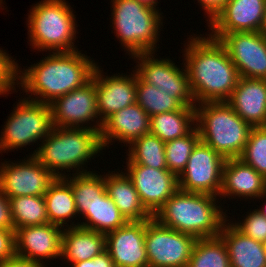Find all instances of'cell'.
I'll list each match as a JSON object with an SVG mask.
<instances>
[{
    "instance_id": "1",
    "label": "cell",
    "mask_w": 266,
    "mask_h": 267,
    "mask_svg": "<svg viewBox=\"0 0 266 267\" xmlns=\"http://www.w3.org/2000/svg\"><path fill=\"white\" fill-rule=\"evenodd\" d=\"M187 46L184 64L194 100L227 102L240 77L224 45L209 36L192 38Z\"/></svg>"
},
{
    "instance_id": "2",
    "label": "cell",
    "mask_w": 266,
    "mask_h": 267,
    "mask_svg": "<svg viewBox=\"0 0 266 267\" xmlns=\"http://www.w3.org/2000/svg\"><path fill=\"white\" fill-rule=\"evenodd\" d=\"M96 64L84 54L75 50L72 52H53L38 64L29 67L17 77L21 80V87L29 92L41 96L32 101L50 104L74 89L88 83L93 76Z\"/></svg>"
},
{
    "instance_id": "3",
    "label": "cell",
    "mask_w": 266,
    "mask_h": 267,
    "mask_svg": "<svg viewBox=\"0 0 266 267\" xmlns=\"http://www.w3.org/2000/svg\"><path fill=\"white\" fill-rule=\"evenodd\" d=\"M216 196L178 189L155 213L161 225L196 239L219 236L225 215L215 205Z\"/></svg>"
},
{
    "instance_id": "4",
    "label": "cell",
    "mask_w": 266,
    "mask_h": 267,
    "mask_svg": "<svg viewBox=\"0 0 266 267\" xmlns=\"http://www.w3.org/2000/svg\"><path fill=\"white\" fill-rule=\"evenodd\" d=\"M102 127H55L44 139L34 156L56 178H63L58 170L80 167L87 159L103 149L100 131ZM57 171V172H56Z\"/></svg>"
},
{
    "instance_id": "5",
    "label": "cell",
    "mask_w": 266,
    "mask_h": 267,
    "mask_svg": "<svg viewBox=\"0 0 266 267\" xmlns=\"http://www.w3.org/2000/svg\"><path fill=\"white\" fill-rule=\"evenodd\" d=\"M201 105H199L201 108H195V123L200 141L225 159L239 158L252 126L245 122L227 102H206Z\"/></svg>"
},
{
    "instance_id": "6",
    "label": "cell",
    "mask_w": 266,
    "mask_h": 267,
    "mask_svg": "<svg viewBox=\"0 0 266 267\" xmlns=\"http://www.w3.org/2000/svg\"><path fill=\"white\" fill-rule=\"evenodd\" d=\"M75 17L64 0H44L28 16L32 46L56 52L75 51Z\"/></svg>"
},
{
    "instance_id": "7",
    "label": "cell",
    "mask_w": 266,
    "mask_h": 267,
    "mask_svg": "<svg viewBox=\"0 0 266 267\" xmlns=\"http://www.w3.org/2000/svg\"><path fill=\"white\" fill-rule=\"evenodd\" d=\"M113 27L132 56L155 50L161 16L136 0H113Z\"/></svg>"
},
{
    "instance_id": "8",
    "label": "cell",
    "mask_w": 266,
    "mask_h": 267,
    "mask_svg": "<svg viewBox=\"0 0 266 267\" xmlns=\"http://www.w3.org/2000/svg\"><path fill=\"white\" fill-rule=\"evenodd\" d=\"M21 101L4 125L0 139L1 151L16 149L38 139H45L54 128L49 104L26 98Z\"/></svg>"
},
{
    "instance_id": "9",
    "label": "cell",
    "mask_w": 266,
    "mask_h": 267,
    "mask_svg": "<svg viewBox=\"0 0 266 267\" xmlns=\"http://www.w3.org/2000/svg\"><path fill=\"white\" fill-rule=\"evenodd\" d=\"M196 240L161 225L155 218L145 220L148 267H187Z\"/></svg>"
},
{
    "instance_id": "10",
    "label": "cell",
    "mask_w": 266,
    "mask_h": 267,
    "mask_svg": "<svg viewBox=\"0 0 266 267\" xmlns=\"http://www.w3.org/2000/svg\"><path fill=\"white\" fill-rule=\"evenodd\" d=\"M225 158L210 146L199 141L193 148L187 165L178 176L181 191L219 195Z\"/></svg>"
},
{
    "instance_id": "11",
    "label": "cell",
    "mask_w": 266,
    "mask_h": 267,
    "mask_svg": "<svg viewBox=\"0 0 266 267\" xmlns=\"http://www.w3.org/2000/svg\"><path fill=\"white\" fill-rule=\"evenodd\" d=\"M153 52L134 55L140 60L136 75L145 83L158 88L160 91L169 93L176 98L184 107H197L194 100L187 70L176 67L169 59H152Z\"/></svg>"
},
{
    "instance_id": "12",
    "label": "cell",
    "mask_w": 266,
    "mask_h": 267,
    "mask_svg": "<svg viewBox=\"0 0 266 267\" xmlns=\"http://www.w3.org/2000/svg\"><path fill=\"white\" fill-rule=\"evenodd\" d=\"M237 68L239 77L266 79V34L232 32L219 40Z\"/></svg>"
},
{
    "instance_id": "13",
    "label": "cell",
    "mask_w": 266,
    "mask_h": 267,
    "mask_svg": "<svg viewBox=\"0 0 266 267\" xmlns=\"http://www.w3.org/2000/svg\"><path fill=\"white\" fill-rule=\"evenodd\" d=\"M0 167V187L9 198L17 196H44L55 176L34 156L18 163Z\"/></svg>"
},
{
    "instance_id": "14",
    "label": "cell",
    "mask_w": 266,
    "mask_h": 267,
    "mask_svg": "<svg viewBox=\"0 0 266 267\" xmlns=\"http://www.w3.org/2000/svg\"><path fill=\"white\" fill-rule=\"evenodd\" d=\"M265 17L266 0H229L209 23L211 37L220 40L232 32H262Z\"/></svg>"
},
{
    "instance_id": "15",
    "label": "cell",
    "mask_w": 266,
    "mask_h": 267,
    "mask_svg": "<svg viewBox=\"0 0 266 267\" xmlns=\"http://www.w3.org/2000/svg\"><path fill=\"white\" fill-rule=\"evenodd\" d=\"M128 173L141 202L154 216L179 189L178 176L168 169H155L139 164H127Z\"/></svg>"
},
{
    "instance_id": "16",
    "label": "cell",
    "mask_w": 266,
    "mask_h": 267,
    "mask_svg": "<svg viewBox=\"0 0 266 267\" xmlns=\"http://www.w3.org/2000/svg\"><path fill=\"white\" fill-rule=\"evenodd\" d=\"M52 120L55 127L80 128V124L93 121L99 116L95 79L84 86L56 98L50 104Z\"/></svg>"
},
{
    "instance_id": "17",
    "label": "cell",
    "mask_w": 266,
    "mask_h": 267,
    "mask_svg": "<svg viewBox=\"0 0 266 267\" xmlns=\"http://www.w3.org/2000/svg\"><path fill=\"white\" fill-rule=\"evenodd\" d=\"M106 250L116 267H148L145 220L128 221L106 234Z\"/></svg>"
},
{
    "instance_id": "18",
    "label": "cell",
    "mask_w": 266,
    "mask_h": 267,
    "mask_svg": "<svg viewBox=\"0 0 266 267\" xmlns=\"http://www.w3.org/2000/svg\"><path fill=\"white\" fill-rule=\"evenodd\" d=\"M61 226L47 223L15 230V254L31 261L62 256ZM41 259H40V258Z\"/></svg>"
},
{
    "instance_id": "19",
    "label": "cell",
    "mask_w": 266,
    "mask_h": 267,
    "mask_svg": "<svg viewBox=\"0 0 266 267\" xmlns=\"http://www.w3.org/2000/svg\"><path fill=\"white\" fill-rule=\"evenodd\" d=\"M134 74L133 77L118 75L104 78L96 66L92 77L95 79L97 111L101 116L98 127H102L103 122L112 114L136 103V73Z\"/></svg>"
},
{
    "instance_id": "20",
    "label": "cell",
    "mask_w": 266,
    "mask_h": 267,
    "mask_svg": "<svg viewBox=\"0 0 266 267\" xmlns=\"http://www.w3.org/2000/svg\"><path fill=\"white\" fill-rule=\"evenodd\" d=\"M227 103L252 127L266 126V79L240 77Z\"/></svg>"
},
{
    "instance_id": "21",
    "label": "cell",
    "mask_w": 266,
    "mask_h": 267,
    "mask_svg": "<svg viewBox=\"0 0 266 267\" xmlns=\"http://www.w3.org/2000/svg\"><path fill=\"white\" fill-rule=\"evenodd\" d=\"M150 132V116L134 103L112 114L102 124L100 139L103 148L112 138L131 144Z\"/></svg>"
},
{
    "instance_id": "22",
    "label": "cell",
    "mask_w": 266,
    "mask_h": 267,
    "mask_svg": "<svg viewBox=\"0 0 266 267\" xmlns=\"http://www.w3.org/2000/svg\"><path fill=\"white\" fill-rule=\"evenodd\" d=\"M232 194L235 197L237 195L262 198L266 196V179L241 159H226L220 195L232 196Z\"/></svg>"
},
{
    "instance_id": "23",
    "label": "cell",
    "mask_w": 266,
    "mask_h": 267,
    "mask_svg": "<svg viewBox=\"0 0 266 267\" xmlns=\"http://www.w3.org/2000/svg\"><path fill=\"white\" fill-rule=\"evenodd\" d=\"M225 224L226 221L219 236L226 245L231 267H266V253L262 243L243 235L233 224Z\"/></svg>"
},
{
    "instance_id": "24",
    "label": "cell",
    "mask_w": 266,
    "mask_h": 267,
    "mask_svg": "<svg viewBox=\"0 0 266 267\" xmlns=\"http://www.w3.org/2000/svg\"><path fill=\"white\" fill-rule=\"evenodd\" d=\"M105 188L127 221L150 220L153 215L145 208L131 178L125 174H107Z\"/></svg>"
},
{
    "instance_id": "25",
    "label": "cell",
    "mask_w": 266,
    "mask_h": 267,
    "mask_svg": "<svg viewBox=\"0 0 266 267\" xmlns=\"http://www.w3.org/2000/svg\"><path fill=\"white\" fill-rule=\"evenodd\" d=\"M67 229L62 233L61 257L70 262L90 260L106 250L105 234L77 225H70Z\"/></svg>"
},
{
    "instance_id": "26",
    "label": "cell",
    "mask_w": 266,
    "mask_h": 267,
    "mask_svg": "<svg viewBox=\"0 0 266 267\" xmlns=\"http://www.w3.org/2000/svg\"><path fill=\"white\" fill-rule=\"evenodd\" d=\"M196 107H182L180 110L157 114L150 117V133L164 143L189 134L195 127ZM192 122V123H190Z\"/></svg>"
},
{
    "instance_id": "27",
    "label": "cell",
    "mask_w": 266,
    "mask_h": 267,
    "mask_svg": "<svg viewBox=\"0 0 266 267\" xmlns=\"http://www.w3.org/2000/svg\"><path fill=\"white\" fill-rule=\"evenodd\" d=\"M44 199L51 224L62 227L67 224L65 220L77 213L72 187L64 178H55L48 186Z\"/></svg>"
},
{
    "instance_id": "28",
    "label": "cell",
    "mask_w": 266,
    "mask_h": 267,
    "mask_svg": "<svg viewBox=\"0 0 266 267\" xmlns=\"http://www.w3.org/2000/svg\"><path fill=\"white\" fill-rule=\"evenodd\" d=\"M84 217L88 220V223L83 222V224H78L77 226L105 235L128 222L108 196L107 191L98 197L91 209H88L84 214Z\"/></svg>"
},
{
    "instance_id": "29",
    "label": "cell",
    "mask_w": 266,
    "mask_h": 267,
    "mask_svg": "<svg viewBox=\"0 0 266 267\" xmlns=\"http://www.w3.org/2000/svg\"><path fill=\"white\" fill-rule=\"evenodd\" d=\"M128 164L167 169L165 143L152 133L144 134L130 144Z\"/></svg>"
},
{
    "instance_id": "30",
    "label": "cell",
    "mask_w": 266,
    "mask_h": 267,
    "mask_svg": "<svg viewBox=\"0 0 266 267\" xmlns=\"http://www.w3.org/2000/svg\"><path fill=\"white\" fill-rule=\"evenodd\" d=\"M63 178L71 185L77 213L84 215L105 191V178L94 173L80 171L76 176Z\"/></svg>"
},
{
    "instance_id": "31",
    "label": "cell",
    "mask_w": 266,
    "mask_h": 267,
    "mask_svg": "<svg viewBox=\"0 0 266 267\" xmlns=\"http://www.w3.org/2000/svg\"><path fill=\"white\" fill-rule=\"evenodd\" d=\"M9 201L15 230L49 223L44 196H17Z\"/></svg>"
},
{
    "instance_id": "32",
    "label": "cell",
    "mask_w": 266,
    "mask_h": 267,
    "mask_svg": "<svg viewBox=\"0 0 266 267\" xmlns=\"http://www.w3.org/2000/svg\"><path fill=\"white\" fill-rule=\"evenodd\" d=\"M187 267H231L222 238L216 236L197 239Z\"/></svg>"
},
{
    "instance_id": "33",
    "label": "cell",
    "mask_w": 266,
    "mask_h": 267,
    "mask_svg": "<svg viewBox=\"0 0 266 267\" xmlns=\"http://www.w3.org/2000/svg\"><path fill=\"white\" fill-rule=\"evenodd\" d=\"M136 103L151 117L157 114L180 110L183 105L169 93L142 81L136 75Z\"/></svg>"
},
{
    "instance_id": "34",
    "label": "cell",
    "mask_w": 266,
    "mask_h": 267,
    "mask_svg": "<svg viewBox=\"0 0 266 267\" xmlns=\"http://www.w3.org/2000/svg\"><path fill=\"white\" fill-rule=\"evenodd\" d=\"M200 141L198 128L187 135L165 143L167 169L179 176L185 169L193 148Z\"/></svg>"
},
{
    "instance_id": "35",
    "label": "cell",
    "mask_w": 266,
    "mask_h": 267,
    "mask_svg": "<svg viewBox=\"0 0 266 267\" xmlns=\"http://www.w3.org/2000/svg\"><path fill=\"white\" fill-rule=\"evenodd\" d=\"M266 179V126L252 127L239 157Z\"/></svg>"
},
{
    "instance_id": "36",
    "label": "cell",
    "mask_w": 266,
    "mask_h": 267,
    "mask_svg": "<svg viewBox=\"0 0 266 267\" xmlns=\"http://www.w3.org/2000/svg\"><path fill=\"white\" fill-rule=\"evenodd\" d=\"M233 226L243 235L254 240L262 242L266 239V217L258 210L251 212L243 223H236Z\"/></svg>"
},
{
    "instance_id": "37",
    "label": "cell",
    "mask_w": 266,
    "mask_h": 267,
    "mask_svg": "<svg viewBox=\"0 0 266 267\" xmlns=\"http://www.w3.org/2000/svg\"><path fill=\"white\" fill-rule=\"evenodd\" d=\"M18 65L0 49V95L15 88L16 77L18 75ZM10 89V90H9Z\"/></svg>"
},
{
    "instance_id": "38",
    "label": "cell",
    "mask_w": 266,
    "mask_h": 267,
    "mask_svg": "<svg viewBox=\"0 0 266 267\" xmlns=\"http://www.w3.org/2000/svg\"><path fill=\"white\" fill-rule=\"evenodd\" d=\"M15 255V231L0 228V264Z\"/></svg>"
},
{
    "instance_id": "39",
    "label": "cell",
    "mask_w": 266,
    "mask_h": 267,
    "mask_svg": "<svg viewBox=\"0 0 266 267\" xmlns=\"http://www.w3.org/2000/svg\"><path fill=\"white\" fill-rule=\"evenodd\" d=\"M0 228L15 231L9 197L5 195L0 187Z\"/></svg>"
},
{
    "instance_id": "40",
    "label": "cell",
    "mask_w": 266,
    "mask_h": 267,
    "mask_svg": "<svg viewBox=\"0 0 266 267\" xmlns=\"http://www.w3.org/2000/svg\"><path fill=\"white\" fill-rule=\"evenodd\" d=\"M71 267H116L107 250L93 259L73 263Z\"/></svg>"
},
{
    "instance_id": "41",
    "label": "cell",
    "mask_w": 266,
    "mask_h": 267,
    "mask_svg": "<svg viewBox=\"0 0 266 267\" xmlns=\"http://www.w3.org/2000/svg\"><path fill=\"white\" fill-rule=\"evenodd\" d=\"M229 0H198L201 3L204 10H206L207 14H209V22H211L216 15L223 9V6Z\"/></svg>"
},
{
    "instance_id": "42",
    "label": "cell",
    "mask_w": 266,
    "mask_h": 267,
    "mask_svg": "<svg viewBox=\"0 0 266 267\" xmlns=\"http://www.w3.org/2000/svg\"><path fill=\"white\" fill-rule=\"evenodd\" d=\"M0 267H44V265L43 262L31 261L15 255L14 257L1 263Z\"/></svg>"
},
{
    "instance_id": "43",
    "label": "cell",
    "mask_w": 266,
    "mask_h": 267,
    "mask_svg": "<svg viewBox=\"0 0 266 267\" xmlns=\"http://www.w3.org/2000/svg\"><path fill=\"white\" fill-rule=\"evenodd\" d=\"M136 1L146 6L153 7V8H156L155 7L157 5L156 3H158L156 2V0H136Z\"/></svg>"
},
{
    "instance_id": "44",
    "label": "cell",
    "mask_w": 266,
    "mask_h": 267,
    "mask_svg": "<svg viewBox=\"0 0 266 267\" xmlns=\"http://www.w3.org/2000/svg\"><path fill=\"white\" fill-rule=\"evenodd\" d=\"M262 215H264L265 217H266V206H265V208L263 209L262 208V210L261 209H257Z\"/></svg>"
},
{
    "instance_id": "45",
    "label": "cell",
    "mask_w": 266,
    "mask_h": 267,
    "mask_svg": "<svg viewBox=\"0 0 266 267\" xmlns=\"http://www.w3.org/2000/svg\"><path fill=\"white\" fill-rule=\"evenodd\" d=\"M261 243H262L263 250L266 253V239L264 241H262Z\"/></svg>"
},
{
    "instance_id": "46",
    "label": "cell",
    "mask_w": 266,
    "mask_h": 267,
    "mask_svg": "<svg viewBox=\"0 0 266 267\" xmlns=\"http://www.w3.org/2000/svg\"><path fill=\"white\" fill-rule=\"evenodd\" d=\"M265 34H266V17H265V23H264V26H263V31Z\"/></svg>"
}]
</instances>
